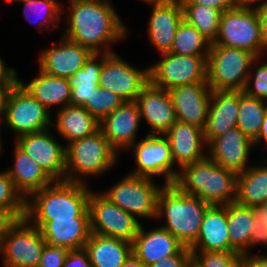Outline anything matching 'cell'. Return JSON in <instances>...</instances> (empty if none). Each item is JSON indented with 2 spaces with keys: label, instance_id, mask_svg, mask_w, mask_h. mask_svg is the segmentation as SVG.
Instances as JSON below:
<instances>
[{
  "label": "cell",
  "instance_id": "1",
  "mask_svg": "<svg viewBox=\"0 0 267 267\" xmlns=\"http://www.w3.org/2000/svg\"><path fill=\"white\" fill-rule=\"evenodd\" d=\"M63 36L93 53L114 52L110 44L127 37V27L111 0H69ZM104 48H103V47Z\"/></svg>",
  "mask_w": 267,
  "mask_h": 267
},
{
  "label": "cell",
  "instance_id": "2",
  "mask_svg": "<svg viewBox=\"0 0 267 267\" xmlns=\"http://www.w3.org/2000/svg\"><path fill=\"white\" fill-rule=\"evenodd\" d=\"M90 193L87 184L54 181L26 199L25 218L39 229L52 219L77 218L88 208Z\"/></svg>",
  "mask_w": 267,
  "mask_h": 267
},
{
  "label": "cell",
  "instance_id": "3",
  "mask_svg": "<svg viewBox=\"0 0 267 267\" xmlns=\"http://www.w3.org/2000/svg\"><path fill=\"white\" fill-rule=\"evenodd\" d=\"M237 176L208 156L179 170L174 184L185 194L209 205L226 206L236 202Z\"/></svg>",
  "mask_w": 267,
  "mask_h": 267
},
{
  "label": "cell",
  "instance_id": "4",
  "mask_svg": "<svg viewBox=\"0 0 267 267\" xmlns=\"http://www.w3.org/2000/svg\"><path fill=\"white\" fill-rule=\"evenodd\" d=\"M210 206L198 197L183 193L175 184L163 185L158 195L155 219L164 217L166 222L161 227L189 248L197 240Z\"/></svg>",
  "mask_w": 267,
  "mask_h": 267
},
{
  "label": "cell",
  "instance_id": "5",
  "mask_svg": "<svg viewBox=\"0 0 267 267\" xmlns=\"http://www.w3.org/2000/svg\"><path fill=\"white\" fill-rule=\"evenodd\" d=\"M65 154V181L83 184H87L88 176H99L112 169L119 157L100 129L90 136L70 141L65 146Z\"/></svg>",
  "mask_w": 267,
  "mask_h": 267
},
{
  "label": "cell",
  "instance_id": "6",
  "mask_svg": "<svg viewBox=\"0 0 267 267\" xmlns=\"http://www.w3.org/2000/svg\"><path fill=\"white\" fill-rule=\"evenodd\" d=\"M262 57L239 48L211 44L207 83L216 91H243L247 78Z\"/></svg>",
  "mask_w": 267,
  "mask_h": 267
},
{
  "label": "cell",
  "instance_id": "7",
  "mask_svg": "<svg viewBox=\"0 0 267 267\" xmlns=\"http://www.w3.org/2000/svg\"><path fill=\"white\" fill-rule=\"evenodd\" d=\"M253 6L239 4L223 12L218 36L211 44L244 49L262 57L259 16Z\"/></svg>",
  "mask_w": 267,
  "mask_h": 267
},
{
  "label": "cell",
  "instance_id": "8",
  "mask_svg": "<svg viewBox=\"0 0 267 267\" xmlns=\"http://www.w3.org/2000/svg\"><path fill=\"white\" fill-rule=\"evenodd\" d=\"M51 115L52 113L17 81L7 95L1 123L7 125L17 139L23 135L52 129Z\"/></svg>",
  "mask_w": 267,
  "mask_h": 267
},
{
  "label": "cell",
  "instance_id": "9",
  "mask_svg": "<svg viewBox=\"0 0 267 267\" xmlns=\"http://www.w3.org/2000/svg\"><path fill=\"white\" fill-rule=\"evenodd\" d=\"M161 189L162 187L156 185L154 179L128 174L102 193L137 219L139 217L155 219Z\"/></svg>",
  "mask_w": 267,
  "mask_h": 267
},
{
  "label": "cell",
  "instance_id": "10",
  "mask_svg": "<svg viewBox=\"0 0 267 267\" xmlns=\"http://www.w3.org/2000/svg\"><path fill=\"white\" fill-rule=\"evenodd\" d=\"M161 59L149 66V82L161 89L169 90L179 85L207 83L208 56L161 53Z\"/></svg>",
  "mask_w": 267,
  "mask_h": 267
},
{
  "label": "cell",
  "instance_id": "11",
  "mask_svg": "<svg viewBox=\"0 0 267 267\" xmlns=\"http://www.w3.org/2000/svg\"><path fill=\"white\" fill-rule=\"evenodd\" d=\"M88 209L91 233L133 243L142 225L136 217L114 204L102 192L92 190Z\"/></svg>",
  "mask_w": 267,
  "mask_h": 267
},
{
  "label": "cell",
  "instance_id": "12",
  "mask_svg": "<svg viewBox=\"0 0 267 267\" xmlns=\"http://www.w3.org/2000/svg\"><path fill=\"white\" fill-rule=\"evenodd\" d=\"M47 243L39 228L25 217L11 229L0 243L6 267H38Z\"/></svg>",
  "mask_w": 267,
  "mask_h": 267
},
{
  "label": "cell",
  "instance_id": "13",
  "mask_svg": "<svg viewBox=\"0 0 267 267\" xmlns=\"http://www.w3.org/2000/svg\"><path fill=\"white\" fill-rule=\"evenodd\" d=\"M134 148L136 167L131 175L147 178L163 176L164 185L174 184L179 171L173 169L174 161L169 140L164 135H146L129 149Z\"/></svg>",
  "mask_w": 267,
  "mask_h": 267
},
{
  "label": "cell",
  "instance_id": "14",
  "mask_svg": "<svg viewBox=\"0 0 267 267\" xmlns=\"http://www.w3.org/2000/svg\"><path fill=\"white\" fill-rule=\"evenodd\" d=\"M149 83V68L139 70L115 52L103 53L99 87L116 93L124 101H136Z\"/></svg>",
  "mask_w": 267,
  "mask_h": 267
},
{
  "label": "cell",
  "instance_id": "15",
  "mask_svg": "<svg viewBox=\"0 0 267 267\" xmlns=\"http://www.w3.org/2000/svg\"><path fill=\"white\" fill-rule=\"evenodd\" d=\"M49 129L23 135L15 144L32 157L54 181H65V146L50 133Z\"/></svg>",
  "mask_w": 267,
  "mask_h": 267
},
{
  "label": "cell",
  "instance_id": "16",
  "mask_svg": "<svg viewBox=\"0 0 267 267\" xmlns=\"http://www.w3.org/2000/svg\"><path fill=\"white\" fill-rule=\"evenodd\" d=\"M141 120L137 102L124 101L100 121L99 129L110 146L119 154L121 149H129L136 143Z\"/></svg>",
  "mask_w": 267,
  "mask_h": 267
},
{
  "label": "cell",
  "instance_id": "17",
  "mask_svg": "<svg viewBox=\"0 0 267 267\" xmlns=\"http://www.w3.org/2000/svg\"><path fill=\"white\" fill-rule=\"evenodd\" d=\"M252 147H255L254 142L234 127L207 145V156L221 167L239 174L250 167L248 158Z\"/></svg>",
  "mask_w": 267,
  "mask_h": 267
},
{
  "label": "cell",
  "instance_id": "18",
  "mask_svg": "<svg viewBox=\"0 0 267 267\" xmlns=\"http://www.w3.org/2000/svg\"><path fill=\"white\" fill-rule=\"evenodd\" d=\"M58 41L53 43L52 47L41 51L39 68L52 76L68 79L84 66L93 52L64 36Z\"/></svg>",
  "mask_w": 267,
  "mask_h": 267
},
{
  "label": "cell",
  "instance_id": "19",
  "mask_svg": "<svg viewBox=\"0 0 267 267\" xmlns=\"http://www.w3.org/2000/svg\"><path fill=\"white\" fill-rule=\"evenodd\" d=\"M177 121L204 129L210 105L212 89L208 83L179 85L168 90Z\"/></svg>",
  "mask_w": 267,
  "mask_h": 267
},
{
  "label": "cell",
  "instance_id": "20",
  "mask_svg": "<svg viewBox=\"0 0 267 267\" xmlns=\"http://www.w3.org/2000/svg\"><path fill=\"white\" fill-rule=\"evenodd\" d=\"M136 102L141 119L151 127L147 135H164L177 121L170 93L166 89L157 88L149 82Z\"/></svg>",
  "mask_w": 267,
  "mask_h": 267
},
{
  "label": "cell",
  "instance_id": "21",
  "mask_svg": "<svg viewBox=\"0 0 267 267\" xmlns=\"http://www.w3.org/2000/svg\"><path fill=\"white\" fill-rule=\"evenodd\" d=\"M164 136L169 140L174 164L180 170L207 157L203 129L196 125L176 121Z\"/></svg>",
  "mask_w": 267,
  "mask_h": 267
},
{
  "label": "cell",
  "instance_id": "22",
  "mask_svg": "<svg viewBox=\"0 0 267 267\" xmlns=\"http://www.w3.org/2000/svg\"><path fill=\"white\" fill-rule=\"evenodd\" d=\"M151 7L147 30L149 41L160 54L169 52L176 30L183 20L181 3L179 0H165Z\"/></svg>",
  "mask_w": 267,
  "mask_h": 267
},
{
  "label": "cell",
  "instance_id": "23",
  "mask_svg": "<svg viewBox=\"0 0 267 267\" xmlns=\"http://www.w3.org/2000/svg\"><path fill=\"white\" fill-rule=\"evenodd\" d=\"M40 230L50 246L66 247L68 250L82 249L91 235L89 209L77 218L52 219Z\"/></svg>",
  "mask_w": 267,
  "mask_h": 267
},
{
  "label": "cell",
  "instance_id": "24",
  "mask_svg": "<svg viewBox=\"0 0 267 267\" xmlns=\"http://www.w3.org/2000/svg\"><path fill=\"white\" fill-rule=\"evenodd\" d=\"M240 105V91L212 90L210 105L203 129L207 145L216 137L236 127Z\"/></svg>",
  "mask_w": 267,
  "mask_h": 267
},
{
  "label": "cell",
  "instance_id": "25",
  "mask_svg": "<svg viewBox=\"0 0 267 267\" xmlns=\"http://www.w3.org/2000/svg\"><path fill=\"white\" fill-rule=\"evenodd\" d=\"M185 246L163 227L146 232L141 225L132 243V253L146 266L165 257L177 255Z\"/></svg>",
  "mask_w": 267,
  "mask_h": 267
},
{
  "label": "cell",
  "instance_id": "26",
  "mask_svg": "<svg viewBox=\"0 0 267 267\" xmlns=\"http://www.w3.org/2000/svg\"><path fill=\"white\" fill-rule=\"evenodd\" d=\"M227 205H211L203 218L197 240L190 251L237 252L230 245Z\"/></svg>",
  "mask_w": 267,
  "mask_h": 267
},
{
  "label": "cell",
  "instance_id": "27",
  "mask_svg": "<svg viewBox=\"0 0 267 267\" xmlns=\"http://www.w3.org/2000/svg\"><path fill=\"white\" fill-rule=\"evenodd\" d=\"M14 149L13 167L6 172L25 199L54 182L46 171L16 144Z\"/></svg>",
  "mask_w": 267,
  "mask_h": 267
},
{
  "label": "cell",
  "instance_id": "28",
  "mask_svg": "<svg viewBox=\"0 0 267 267\" xmlns=\"http://www.w3.org/2000/svg\"><path fill=\"white\" fill-rule=\"evenodd\" d=\"M56 119L52 123L59 136L70 141L90 136L99 130V121L83 106L66 105L58 109Z\"/></svg>",
  "mask_w": 267,
  "mask_h": 267
},
{
  "label": "cell",
  "instance_id": "29",
  "mask_svg": "<svg viewBox=\"0 0 267 267\" xmlns=\"http://www.w3.org/2000/svg\"><path fill=\"white\" fill-rule=\"evenodd\" d=\"M20 85L37 99L49 112L51 106L64 108L70 104L71 87L67 79L52 76L39 68L38 75L28 84L17 78Z\"/></svg>",
  "mask_w": 267,
  "mask_h": 267
},
{
  "label": "cell",
  "instance_id": "30",
  "mask_svg": "<svg viewBox=\"0 0 267 267\" xmlns=\"http://www.w3.org/2000/svg\"><path fill=\"white\" fill-rule=\"evenodd\" d=\"M84 249L92 267H122L132 253V243L91 233Z\"/></svg>",
  "mask_w": 267,
  "mask_h": 267
},
{
  "label": "cell",
  "instance_id": "31",
  "mask_svg": "<svg viewBox=\"0 0 267 267\" xmlns=\"http://www.w3.org/2000/svg\"><path fill=\"white\" fill-rule=\"evenodd\" d=\"M267 201V162L253 165L237 176V198L240 205L257 208Z\"/></svg>",
  "mask_w": 267,
  "mask_h": 267
},
{
  "label": "cell",
  "instance_id": "32",
  "mask_svg": "<svg viewBox=\"0 0 267 267\" xmlns=\"http://www.w3.org/2000/svg\"><path fill=\"white\" fill-rule=\"evenodd\" d=\"M98 61V62H97ZM103 53H92L84 66L67 79L71 87V105L82 106L99 87Z\"/></svg>",
  "mask_w": 267,
  "mask_h": 267
},
{
  "label": "cell",
  "instance_id": "33",
  "mask_svg": "<svg viewBox=\"0 0 267 267\" xmlns=\"http://www.w3.org/2000/svg\"><path fill=\"white\" fill-rule=\"evenodd\" d=\"M256 208L233 202L227 204V221L230 245L241 254L250 247V239L256 219Z\"/></svg>",
  "mask_w": 267,
  "mask_h": 267
},
{
  "label": "cell",
  "instance_id": "34",
  "mask_svg": "<svg viewBox=\"0 0 267 267\" xmlns=\"http://www.w3.org/2000/svg\"><path fill=\"white\" fill-rule=\"evenodd\" d=\"M267 110V101L247 96L240 91V105L236 127L254 141L260 132Z\"/></svg>",
  "mask_w": 267,
  "mask_h": 267
},
{
  "label": "cell",
  "instance_id": "35",
  "mask_svg": "<svg viewBox=\"0 0 267 267\" xmlns=\"http://www.w3.org/2000/svg\"><path fill=\"white\" fill-rule=\"evenodd\" d=\"M183 20L197 28L205 38L213 43L219 30L222 12L213 7L193 3H181Z\"/></svg>",
  "mask_w": 267,
  "mask_h": 267
},
{
  "label": "cell",
  "instance_id": "36",
  "mask_svg": "<svg viewBox=\"0 0 267 267\" xmlns=\"http://www.w3.org/2000/svg\"><path fill=\"white\" fill-rule=\"evenodd\" d=\"M211 43L194 26L182 20L176 30L170 53L189 56H208Z\"/></svg>",
  "mask_w": 267,
  "mask_h": 267
},
{
  "label": "cell",
  "instance_id": "37",
  "mask_svg": "<svg viewBox=\"0 0 267 267\" xmlns=\"http://www.w3.org/2000/svg\"><path fill=\"white\" fill-rule=\"evenodd\" d=\"M19 2L24 3V15L29 23L34 26L37 25V29L42 31L43 28L45 30L50 27L58 28L61 21L60 14L64 12V9L61 8L62 5L57 0H21ZM31 13L38 17L35 23L29 19Z\"/></svg>",
  "mask_w": 267,
  "mask_h": 267
},
{
  "label": "cell",
  "instance_id": "38",
  "mask_svg": "<svg viewBox=\"0 0 267 267\" xmlns=\"http://www.w3.org/2000/svg\"><path fill=\"white\" fill-rule=\"evenodd\" d=\"M123 102L124 100L116 93L98 87L94 90L90 99H87L82 106L100 122L105 116L117 109Z\"/></svg>",
  "mask_w": 267,
  "mask_h": 267
},
{
  "label": "cell",
  "instance_id": "39",
  "mask_svg": "<svg viewBox=\"0 0 267 267\" xmlns=\"http://www.w3.org/2000/svg\"><path fill=\"white\" fill-rule=\"evenodd\" d=\"M193 267H244V255L238 252L191 251Z\"/></svg>",
  "mask_w": 267,
  "mask_h": 267
},
{
  "label": "cell",
  "instance_id": "40",
  "mask_svg": "<svg viewBox=\"0 0 267 267\" xmlns=\"http://www.w3.org/2000/svg\"><path fill=\"white\" fill-rule=\"evenodd\" d=\"M0 207L26 208V199L6 171L0 172Z\"/></svg>",
  "mask_w": 267,
  "mask_h": 267
},
{
  "label": "cell",
  "instance_id": "41",
  "mask_svg": "<svg viewBox=\"0 0 267 267\" xmlns=\"http://www.w3.org/2000/svg\"><path fill=\"white\" fill-rule=\"evenodd\" d=\"M256 68V71L252 73L254 75L249 74L243 92L247 96L267 101V61ZM252 79L254 80L252 81Z\"/></svg>",
  "mask_w": 267,
  "mask_h": 267
},
{
  "label": "cell",
  "instance_id": "42",
  "mask_svg": "<svg viewBox=\"0 0 267 267\" xmlns=\"http://www.w3.org/2000/svg\"><path fill=\"white\" fill-rule=\"evenodd\" d=\"M26 208L0 207V243L11 229L25 217Z\"/></svg>",
  "mask_w": 267,
  "mask_h": 267
},
{
  "label": "cell",
  "instance_id": "43",
  "mask_svg": "<svg viewBox=\"0 0 267 267\" xmlns=\"http://www.w3.org/2000/svg\"><path fill=\"white\" fill-rule=\"evenodd\" d=\"M68 251L66 247H53L47 244L43 250L38 267H63Z\"/></svg>",
  "mask_w": 267,
  "mask_h": 267
},
{
  "label": "cell",
  "instance_id": "44",
  "mask_svg": "<svg viewBox=\"0 0 267 267\" xmlns=\"http://www.w3.org/2000/svg\"><path fill=\"white\" fill-rule=\"evenodd\" d=\"M148 267H193V254L184 247L177 255L165 257Z\"/></svg>",
  "mask_w": 267,
  "mask_h": 267
},
{
  "label": "cell",
  "instance_id": "45",
  "mask_svg": "<svg viewBox=\"0 0 267 267\" xmlns=\"http://www.w3.org/2000/svg\"><path fill=\"white\" fill-rule=\"evenodd\" d=\"M63 267H92L87 251L82 249L69 250L65 259Z\"/></svg>",
  "mask_w": 267,
  "mask_h": 267
},
{
  "label": "cell",
  "instance_id": "46",
  "mask_svg": "<svg viewBox=\"0 0 267 267\" xmlns=\"http://www.w3.org/2000/svg\"><path fill=\"white\" fill-rule=\"evenodd\" d=\"M252 229L253 233L250 239V247L243 255L251 254L249 250H251L252 247H255L257 245L262 244L267 246V228L264 226V224L258 217H256L255 225Z\"/></svg>",
  "mask_w": 267,
  "mask_h": 267
},
{
  "label": "cell",
  "instance_id": "47",
  "mask_svg": "<svg viewBox=\"0 0 267 267\" xmlns=\"http://www.w3.org/2000/svg\"><path fill=\"white\" fill-rule=\"evenodd\" d=\"M180 3H193L213 7L222 13L236 8L239 5L238 0H179Z\"/></svg>",
  "mask_w": 267,
  "mask_h": 267
},
{
  "label": "cell",
  "instance_id": "48",
  "mask_svg": "<svg viewBox=\"0 0 267 267\" xmlns=\"http://www.w3.org/2000/svg\"><path fill=\"white\" fill-rule=\"evenodd\" d=\"M256 10L259 16L260 30H261V44H262V57L267 52V2L256 4ZM264 53V54H263Z\"/></svg>",
  "mask_w": 267,
  "mask_h": 267
},
{
  "label": "cell",
  "instance_id": "49",
  "mask_svg": "<svg viewBox=\"0 0 267 267\" xmlns=\"http://www.w3.org/2000/svg\"><path fill=\"white\" fill-rule=\"evenodd\" d=\"M17 72L13 68L7 67L0 57V84H15L17 82Z\"/></svg>",
  "mask_w": 267,
  "mask_h": 267
},
{
  "label": "cell",
  "instance_id": "50",
  "mask_svg": "<svg viewBox=\"0 0 267 267\" xmlns=\"http://www.w3.org/2000/svg\"><path fill=\"white\" fill-rule=\"evenodd\" d=\"M244 267H267V253L265 255H244Z\"/></svg>",
  "mask_w": 267,
  "mask_h": 267
},
{
  "label": "cell",
  "instance_id": "51",
  "mask_svg": "<svg viewBox=\"0 0 267 267\" xmlns=\"http://www.w3.org/2000/svg\"><path fill=\"white\" fill-rule=\"evenodd\" d=\"M14 84H0V122L5 112V103L7 95Z\"/></svg>",
  "mask_w": 267,
  "mask_h": 267
},
{
  "label": "cell",
  "instance_id": "52",
  "mask_svg": "<svg viewBox=\"0 0 267 267\" xmlns=\"http://www.w3.org/2000/svg\"><path fill=\"white\" fill-rule=\"evenodd\" d=\"M253 142L255 146L264 142L265 147H267V110L258 137Z\"/></svg>",
  "mask_w": 267,
  "mask_h": 267
},
{
  "label": "cell",
  "instance_id": "53",
  "mask_svg": "<svg viewBox=\"0 0 267 267\" xmlns=\"http://www.w3.org/2000/svg\"><path fill=\"white\" fill-rule=\"evenodd\" d=\"M122 267H148L140 261L133 253L126 259Z\"/></svg>",
  "mask_w": 267,
  "mask_h": 267
},
{
  "label": "cell",
  "instance_id": "54",
  "mask_svg": "<svg viewBox=\"0 0 267 267\" xmlns=\"http://www.w3.org/2000/svg\"><path fill=\"white\" fill-rule=\"evenodd\" d=\"M256 216L262 221L264 226L267 228V201L256 208Z\"/></svg>",
  "mask_w": 267,
  "mask_h": 267
},
{
  "label": "cell",
  "instance_id": "55",
  "mask_svg": "<svg viewBox=\"0 0 267 267\" xmlns=\"http://www.w3.org/2000/svg\"><path fill=\"white\" fill-rule=\"evenodd\" d=\"M239 4L243 5H256L261 2H267V0H238Z\"/></svg>",
  "mask_w": 267,
  "mask_h": 267
},
{
  "label": "cell",
  "instance_id": "56",
  "mask_svg": "<svg viewBox=\"0 0 267 267\" xmlns=\"http://www.w3.org/2000/svg\"><path fill=\"white\" fill-rule=\"evenodd\" d=\"M141 1H144L145 4L148 3L149 5H153V4L164 2L165 0H141Z\"/></svg>",
  "mask_w": 267,
  "mask_h": 267
},
{
  "label": "cell",
  "instance_id": "57",
  "mask_svg": "<svg viewBox=\"0 0 267 267\" xmlns=\"http://www.w3.org/2000/svg\"><path fill=\"white\" fill-rule=\"evenodd\" d=\"M2 123L0 122V130H1ZM1 132H0V153L2 152V144H1Z\"/></svg>",
  "mask_w": 267,
  "mask_h": 267
},
{
  "label": "cell",
  "instance_id": "58",
  "mask_svg": "<svg viewBox=\"0 0 267 267\" xmlns=\"http://www.w3.org/2000/svg\"><path fill=\"white\" fill-rule=\"evenodd\" d=\"M18 1H21V0H6L5 2H9V3H11V2H18Z\"/></svg>",
  "mask_w": 267,
  "mask_h": 267
}]
</instances>
